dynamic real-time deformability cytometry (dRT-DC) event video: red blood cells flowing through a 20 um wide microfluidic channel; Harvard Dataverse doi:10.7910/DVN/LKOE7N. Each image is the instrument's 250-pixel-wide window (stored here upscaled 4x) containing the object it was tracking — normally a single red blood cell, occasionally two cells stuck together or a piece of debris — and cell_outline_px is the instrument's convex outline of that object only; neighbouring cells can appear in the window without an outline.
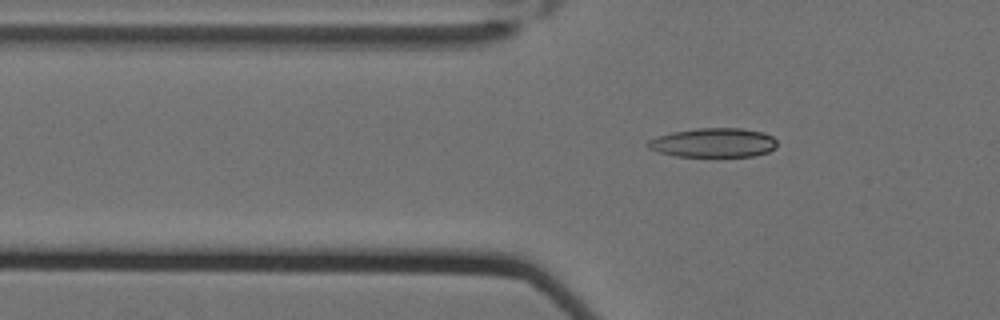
{"species": "Egyptian fruit bat (a non-hibernating species)", "species_latin": "Rousettus aegyptiacus", "temperature_condition": "cold", "stored_images_in_passage": 43, "camera_frame_rate_fps": 3000, "um_per_image_px": 0.085, "animal": {"sex": "female"}, "frame": {"image": 1, "passage_image": 5, "time_ms": 1.333, "image_size_px": [1000, 320], "cell_outline_px": [[776, 148], [768, 152], [752, 156], [676, 156], [660, 152], [648, 148], [644, 144], [648, 140], [672, 132], [696, 128], [740, 128], [764, 132], [772, 136], [776, 140]], "centroid_in_image_um": [60.65, 12.12], "position_along_channel_um": 65.1, "area_um2": 21.96}}
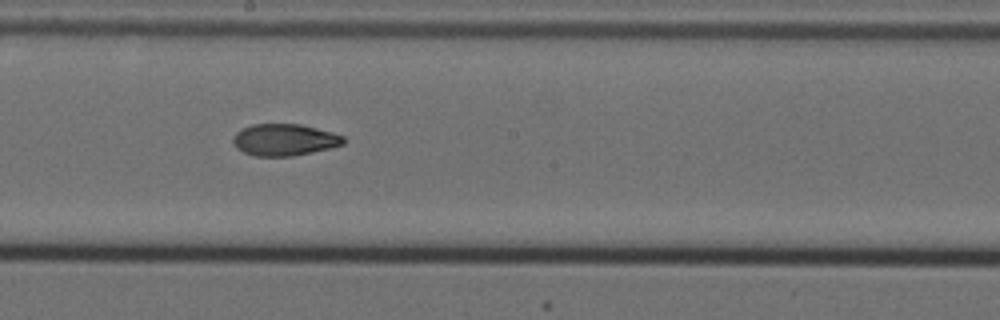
{"frame": {"image": 2, "passage_image": 19, "time_ms": 6.0, "image_size_px": [1000, 320], "cell_outline_px": [[344, 144], [312, 152], [292, 156], [256, 156], [244, 152], [236, 148], [232, 140], [232, 136], [240, 128], [252, 124], [300, 124], [332, 132], [344, 136]], "centroid_in_image_um": [24.13, 11.87], "position_along_channel_um": 224.1, "area_um2": 20.46}}
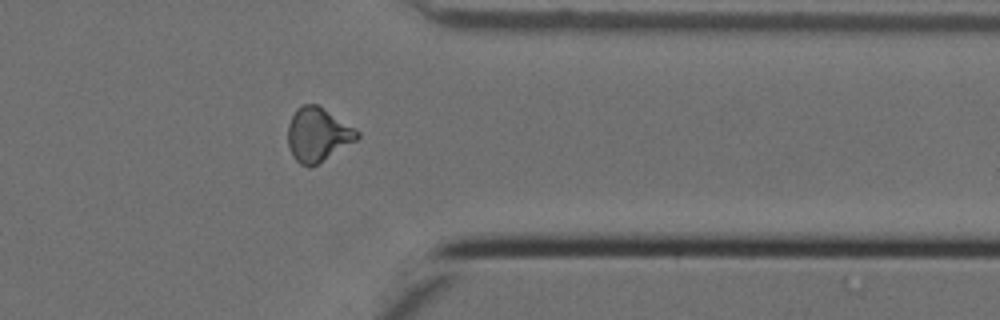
{"frame": {"image": 3, "passage_image": 33, "time_ms": 10.667, "image_size_px": [1000, 320], "cell_outline_px": [[360, 136], [356, 140], [316, 164], [308, 168], [300, 164], [292, 156], [288, 144], [288, 124], [296, 108], [304, 104], [316, 104], [356, 128], [360, 132]], "centroid_in_image_um": [27.0, 11.43], "position_along_channel_um": 384.4, "area_um2": 21.56}, "authors_computed_cell_mechanics": {"area_um2": 20.7502, "velocity_mm_per_s": 3.5148, "shape_relaxation_time_tau1_ms": 10.8398, "shape_relaxation_time_tau2_ms": 2.412, "deformation_change_tau1": 0.2415, "deformation_change_tau2": 0.0717}}